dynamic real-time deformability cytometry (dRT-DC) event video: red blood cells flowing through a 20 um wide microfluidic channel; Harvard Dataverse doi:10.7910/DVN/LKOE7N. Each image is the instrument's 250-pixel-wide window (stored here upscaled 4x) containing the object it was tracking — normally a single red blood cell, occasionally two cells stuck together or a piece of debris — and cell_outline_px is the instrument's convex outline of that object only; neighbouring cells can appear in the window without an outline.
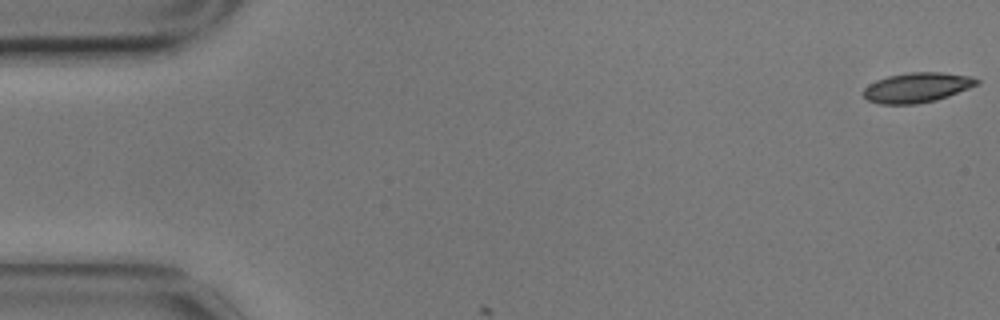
{"species": "common noctule bat (a hibernating species)", "species_latin": "Nyctalus noctula", "temperature_condition": "cold", "stored_images_in_passage": 5, "camera_frame_rate_fps": 3000, "um_per_image_px": 0.085, "animal": {"sex": "male", "body_mass_g": 17.9}, "frame": {"image": 1, "passage_image": 1, "time_ms": 0.0, "image_size_px": [1000, 320], "cell_outline_px": [[980, 84], [948, 96], [936, 100], [916, 104], [880, 104], [868, 100], [864, 96], [864, 88], [868, 84], [876, 80], [888, 76], [908, 72], [940, 72], [968, 76], [980, 80]], "centroid_in_image_um": [77.94, 7.44], "position_along_channel_um": 7.1, "area_um2": 19.71}}